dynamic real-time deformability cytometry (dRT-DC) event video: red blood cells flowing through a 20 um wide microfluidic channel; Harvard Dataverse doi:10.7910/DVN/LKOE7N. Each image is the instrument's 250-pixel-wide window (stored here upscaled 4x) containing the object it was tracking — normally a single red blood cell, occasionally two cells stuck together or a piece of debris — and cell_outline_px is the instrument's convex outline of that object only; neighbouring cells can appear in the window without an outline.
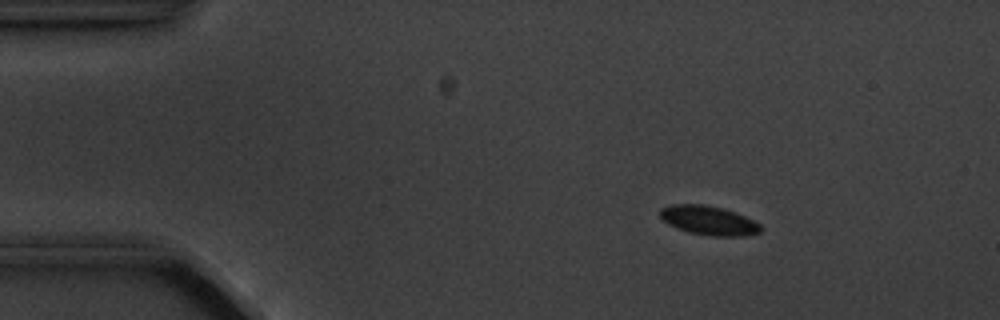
{"species": "common noctule bat (a hibernating species)", "species_latin": "Nyctalus noctula", "temperature_condition": "cold", "stored_images_in_passage": 5, "camera_frame_rate_fps": 3000, "um_per_image_px": 0.085, "animal": {"sex": "male", "body_mass_g": 20.1, "forearm_length_mm": 53.5}, "frame": {"image": 1, "passage_image": 2, "time_ms": 1.333, "image_size_px": [1000, 320], "cell_outline_px": [[764, 228], [760, 232], [748, 236], [712, 236], [688, 232], [676, 228], [668, 224], [660, 216], [660, 208], [672, 204], [704, 204], [724, 208], [736, 212], [760, 224]], "centroid_in_image_um": [60.26, 18.74], "position_along_channel_um": 24.7, "area_um2": 17.28}}
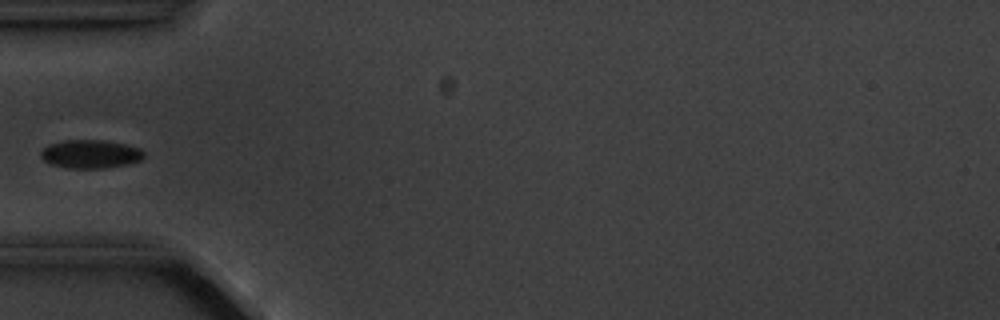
{"frame": {"image": 2, "passage_image": 5, "time_ms": 4.667, "image_size_px": [1000, 320], "cell_outline_px": [[144, 156], [140, 160], [128, 164], [104, 168], [68, 168], [52, 164], [44, 160], [40, 156], [40, 152], [48, 144], [64, 140], [104, 140], [124, 144], [140, 148], [144, 152]], "centroid_in_image_um": [7.68, 13.09], "position_along_channel_um": 77.3, "area_um2": 17.05}}